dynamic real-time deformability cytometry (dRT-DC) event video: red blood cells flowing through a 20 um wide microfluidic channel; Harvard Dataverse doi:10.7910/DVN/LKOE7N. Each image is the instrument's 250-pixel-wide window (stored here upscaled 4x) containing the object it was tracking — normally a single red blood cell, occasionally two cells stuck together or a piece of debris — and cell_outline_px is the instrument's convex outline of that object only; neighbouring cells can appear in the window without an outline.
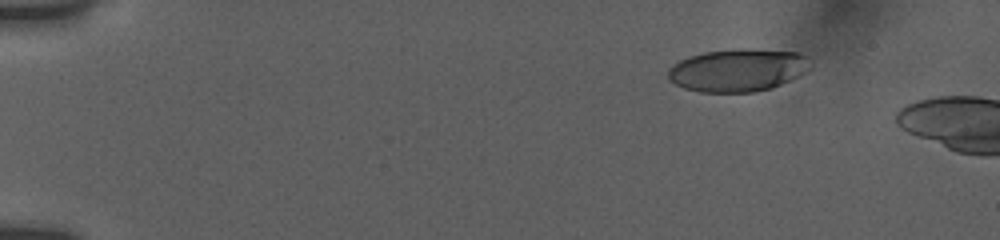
{"species": "human", "species_latin": "Homo sapiens", "temperature_condition": "room temperature", "stored_images_in_passage": 13, "camera_frame_rate_fps": 3000, "um_per_image_px": 0.085, "donor": {"sex": "female"}, "frame": {"image": 1, "passage_image": 1, "time_ms": 0.0, "image_size_px": [1000, 240], "cell_outline_px": [[812, 68], [808, 72], [792, 80], [772, 88], [756, 92], [700, 92], [684, 88], [668, 80], [668, 68], [672, 64], [688, 56], [704, 52], [736, 48], [748, 48], [800, 52], [804, 56]], "centroid_in_image_um": [62.72, 5.96], "position_along_channel_um": 22.3, "area_um2": 35.95}}